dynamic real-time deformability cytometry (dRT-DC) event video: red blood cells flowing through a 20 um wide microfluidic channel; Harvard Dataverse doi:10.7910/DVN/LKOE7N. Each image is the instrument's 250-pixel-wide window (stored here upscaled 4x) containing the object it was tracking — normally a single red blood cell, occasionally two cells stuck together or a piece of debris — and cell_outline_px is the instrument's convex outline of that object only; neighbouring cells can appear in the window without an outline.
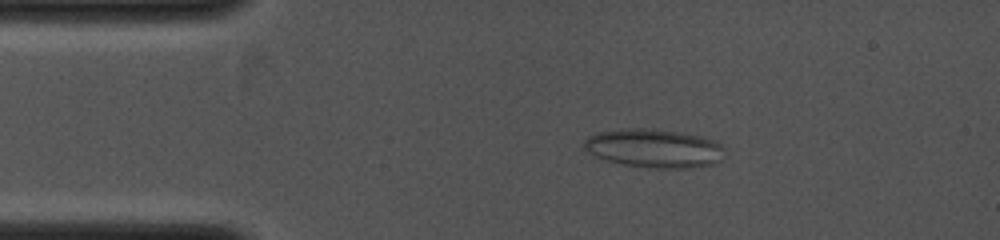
{"species": "common noctule bat (a hibernating species)", "species_latin": "Nyctalus noctula", "temperature_condition": "cold", "stored_images_in_passage": 23, "camera_frame_rate_fps": 4000, "um_per_image_px": 0.085, "animal": {"sex": "female", "body_mass_g": 19.0, "forearm_length_mm": 53.3}, "frame": {"image": 1, "passage_image": 6, "time_ms": 2.0, "image_size_px": [1000, 240], "cell_outline_px": [[724, 160], [712, 164], [692, 168], [648, 168], [624, 164], [608, 160], [596, 156], [588, 152], [584, 148], [584, 140], [588, 136], [596, 132], [628, 128], [648, 128], [680, 132], [700, 136], [716, 140], [724, 148]], "centroid_in_image_um": [55.63, 12.6], "position_along_channel_um": 29.4, "area_um2": 31.91}}
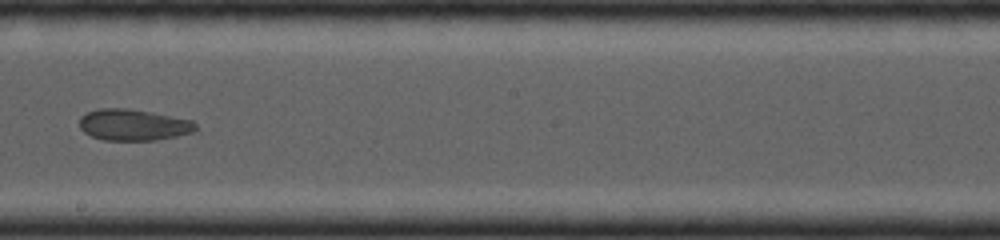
{"frame": {"image": 2, "passage_image": 16, "time_ms": 7.0, "image_size_px": [1000, 240], "cell_outline_px": [[196, 132], [156, 140], [104, 140], [92, 136], [84, 132], [80, 128], [80, 116], [88, 112], [104, 108], [124, 108], [148, 112], [192, 120], [196, 124]], "centroid_in_image_um": [11.34, 10.62], "position_along_channel_um": 236.9, "area_um2": 20.98}}
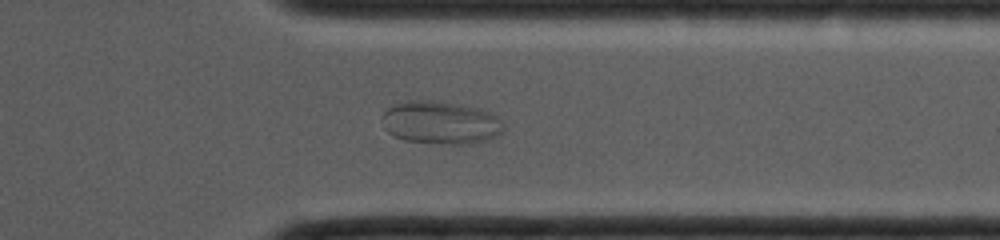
{"frame": {"image": 3, "passage_image": 23, "time_ms": 9.75, "image_size_px": [1000, 240], "cell_outline_px": [[504, 132], [488, 140], [468, 144], [452, 144], [404, 140], [392, 136], [384, 128], [380, 116], [388, 108], [396, 104], [416, 100], [420, 100], [452, 104], [480, 108], [496, 116], [504, 124]], "centroid_in_image_um": [37.45, 10.45], "position_along_channel_um": 373.9, "area_um2": 30.11}}